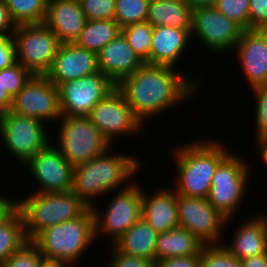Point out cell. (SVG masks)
I'll list each match as a JSON object with an SVG mask.
<instances>
[{"label": "cell", "instance_id": "cell-22", "mask_svg": "<svg viewBox=\"0 0 267 267\" xmlns=\"http://www.w3.org/2000/svg\"><path fill=\"white\" fill-rule=\"evenodd\" d=\"M234 228L231 243L222 245L240 260L267 253V215L258 213ZM251 218V219H250Z\"/></svg>", "mask_w": 267, "mask_h": 267}, {"label": "cell", "instance_id": "cell-9", "mask_svg": "<svg viewBox=\"0 0 267 267\" xmlns=\"http://www.w3.org/2000/svg\"><path fill=\"white\" fill-rule=\"evenodd\" d=\"M46 124L39 119L13 113L0 114V140L12 159L21 166L44 149L52 137Z\"/></svg>", "mask_w": 267, "mask_h": 267}, {"label": "cell", "instance_id": "cell-7", "mask_svg": "<svg viewBox=\"0 0 267 267\" xmlns=\"http://www.w3.org/2000/svg\"><path fill=\"white\" fill-rule=\"evenodd\" d=\"M237 155L231 152L218 165L207 197L210 204L228 219L234 218L235 214L238 216L237 209L246 202L243 199L249 190V180H252L251 162L249 164L245 157Z\"/></svg>", "mask_w": 267, "mask_h": 267}, {"label": "cell", "instance_id": "cell-40", "mask_svg": "<svg viewBox=\"0 0 267 267\" xmlns=\"http://www.w3.org/2000/svg\"><path fill=\"white\" fill-rule=\"evenodd\" d=\"M17 63L16 47L13 34L0 35V70Z\"/></svg>", "mask_w": 267, "mask_h": 267}, {"label": "cell", "instance_id": "cell-37", "mask_svg": "<svg viewBox=\"0 0 267 267\" xmlns=\"http://www.w3.org/2000/svg\"><path fill=\"white\" fill-rule=\"evenodd\" d=\"M87 20H112L115 15L116 0H79Z\"/></svg>", "mask_w": 267, "mask_h": 267}, {"label": "cell", "instance_id": "cell-34", "mask_svg": "<svg viewBox=\"0 0 267 267\" xmlns=\"http://www.w3.org/2000/svg\"><path fill=\"white\" fill-rule=\"evenodd\" d=\"M255 99L254 123L255 139L267 137V84L250 89ZM256 114V115H255Z\"/></svg>", "mask_w": 267, "mask_h": 267}, {"label": "cell", "instance_id": "cell-32", "mask_svg": "<svg viewBox=\"0 0 267 267\" xmlns=\"http://www.w3.org/2000/svg\"><path fill=\"white\" fill-rule=\"evenodd\" d=\"M200 267H242V263L223 245H204L200 251Z\"/></svg>", "mask_w": 267, "mask_h": 267}, {"label": "cell", "instance_id": "cell-2", "mask_svg": "<svg viewBox=\"0 0 267 267\" xmlns=\"http://www.w3.org/2000/svg\"><path fill=\"white\" fill-rule=\"evenodd\" d=\"M112 150L110 148L102 155L74 167L72 192L89 208L98 206L95 202L99 201L97 198L102 197L103 200L105 195L124 189L132 183V179L135 181L134 175H138L143 166L138 156L116 150L113 153Z\"/></svg>", "mask_w": 267, "mask_h": 267}, {"label": "cell", "instance_id": "cell-17", "mask_svg": "<svg viewBox=\"0 0 267 267\" xmlns=\"http://www.w3.org/2000/svg\"><path fill=\"white\" fill-rule=\"evenodd\" d=\"M233 53L249 89L267 84V36L262 30H244Z\"/></svg>", "mask_w": 267, "mask_h": 267}, {"label": "cell", "instance_id": "cell-35", "mask_svg": "<svg viewBox=\"0 0 267 267\" xmlns=\"http://www.w3.org/2000/svg\"><path fill=\"white\" fill-rule=\"evenodd\" d=\"M214 7L244 30H249V0H217Z\"/></svg>", "mask_w": 267, "mask_h": 267}, {"label": "cell", "instance_id": "cell-48", "mask_svg": "<svg viewBox=\"0 0 267 267\" xmlns=\"http://www.w3.org/2000/svg\"><path fill=\"white\" fill-rule=\"evenodd\" d=\"M41 267H73L71 264L61 261L44 260Z\"/></svg>", "mask_w": 267, "mask_h": 267}, {"label": "cell", "instance_id": "cell-6", "mask_svg": "<svg viewBox=\"0 0 267 267\" xmlns=\"http://www.w3.org/2000/svg\"><path fill=\"white\" fill-rule=\"evenodd\" d=\"M53 145L73 166L96 158L114 147L87 116L62 115Z\"/></svg>", "mask_w": 267, "mask_h": 267}, {"label": "cell", "instance_id": "cell-21", "mask_svg": "<svg viewBox=\"0 0 267 267\" xmlns=\"http://www.w3.org/2000/svg\"><path fill=\"white\" fill-rule=\"evenodd\" d=\"M168 188L153 190V195L142 190V217L158 234L179 227L177 193Z\"/></svg>", "mask_w": 267, "mask_h": 267}, {"label": "cell", "instance_id": "cell-33", "mask_svg": "<svg viewBox=\"0 0 267 267\" xmlns=\"http://www.w3.org/2000/svg\"><path fill=\"white\" fill-rule=\"evenodd\" d=\"M31 77L32 74L18 62L0 70V82L12 98L18 94Z\"/></svg>", "mask_w": 267, "mask_h": 267}, {"label": "cell", "instance_id": "cell-16", "mask_svg": "<svg viewBox=\"0 0 267 267\" xmlns=\"http://www.w3.org/2000/svg\"><path fill=\"white\" fill-rule=\"evenodd\" d=\"M51 142L24 165L38 185L35 193L72 191L74 167Z\"/></svg>", "mask_w": 267, "mask_h": 267}, {"label": "cell", "instance_id": "cell-14", "mask_svg": "<svg viewBox=\"0 0 267 267\" xmlns=\"http://www.w3.org/2000/svg\"><path fill=\"white\" fill-rule=\"evenodd\" d=\"M62 115L88 116L93 107L117 85L101 71L58 86Z\"/></svg>", "mask_w": 267, "mask_h": 267}, {"label": "cell", "instance_id": "cell-20", "mask_svg": "<svg viewBox=\"0 0 267 267\" xmlns=\"http://www.w3.org/2000/svg\"><path fill=\"white\" fill-rule=\"evenodd\" d=\"M87 19L77 0H48L44 24L61 44L75 43Z\"/></svg>", "mask_w": 267, "mask_h": 267}, {"label": "cell", "instance_id": "cell-27", "mask_svg": "<svg viewBox=\"0 0 267 267\" xmlns=\"http://www.w3.org/2000/svg\"><path fill=\"white\" fill-rule=\"evenodd\" d=\"M120 33L121 27L114 19L87 20L75 44L98 53Z\"/></svg>", "mask_w": 267, "mask_h": 267}, {"label": "cell", "instance_id": "cell-46", "mask_svg": "<svg viewBox=\"0 0 267 267\" xmlns=\"http://www.w3.org/2000/svg\"><path fill=\"white\" fill-rule=\"evenodd\" d=\"M257 145V152L259 153L260 161L267 167V137L255 139Z\"/></svg>", "mask_w": 267, "mask_h": 267}, {"label": "cell", "instance_id": "cell-5", "mask_svg": "<svg viewBox=\"0 0 267 267\" xmlns=\"http://www.w3.org/2000/svg\"><path fill=\"white\" fill-rule=\"evenodd\" d=\"M20 200L26 237L32 241L46 227L61 224L82 216L89 207L72 191L35 193Z\"/></svg>", "mask_w": 267, "mask_h": 267}, {"label": "cell", "instance_id": "cell-13", "mask_svg": "<svg viewBox=\"0 0 267 267\" xmlns=\"http://www.w3.org/2000/svg\"><path fill=\"white\" fill-rule=\"evenodd\" d=\"M87 117L113 146L119 135L132 136L140 133L146 126L117 88L100 100Z\"/></svg>", "mask_w": 267, "mask_h": 267}, {"label": "cell", "instance_id": "cell-12", "mask_svg": "<svg viewBox=\"0 0 267 267\" xmlns=\"http://www.w3.org/2000/svg\"><path fill=\"white\" fill-rule=\"evenodd\" d=\"M243 31L239 24L220 13L214 6L192 10L191 37L211 53H231Z\"/></svg>", "mask_w": 267, "mask_h": 267}, {"label": "cell", "instance_id": "cell-19", "mask_svg": "<svg viewBox=\"0 0 267 267\" xmlns=\"http://www.w3.org/2000/svg\"><path fill=\"white\" fill-rule=\"evenodd\" d=\"M97 59L99 71L116 85L145 64L121 33L97 53Z\"/></svg>", "mask_w": 267, "mask_h": 267}, {"label": "cell", "instance_id": "cell-42", "mask_svg": "<svg viewBox=\"0 0 267 267\" xmlns=\"http://www.w3.org/2000/svg\"><path fill=\"white\" fill-rule=\"evenodd\" d=\"M18 211V197L0 194V225L9 220Z\"/></svg>", "mask_w": 267, "mask_h": 267}, {"label": "cell", "instance_id": "cell-4", "mask_svg": "<svg viewBox=\"0 0 267 267\" xmlns=\"http://www.w3.org/2000/svg\"><path fill=\"white\" fill-rule=\"evenodd\" d=\"M95 241L91 208L78 218L46 227L32 240L45 260L66 262L73 267Z\"/></svg>", "mask_w": 267, "mask_h": 267}, {"label": "cell", "instance_id": "cell-31", "mask_svg": "<svg viewBox=\"0 0 267 267\" xmlns=\"http://www.w3.org/2000/svg\"><path fill=\"white\" fill-rule=\"evenodd\" d=\"M150 0H116L114 20L121 28L145 22Z\"/></svg>", "mask_w": 267, "mask_h": 267}, {"label": "cell", "instance_id": "cell-28", "mask_svg": "<svg viewBox=\"0 0 267 267\" xmlns=\"http://www.w3.org/2000/svg\"><path fill=\"white\" fill-rule=\"evenodd\" d=\"M28 242L22 215L17 211L0 225V265Z\"/></svg>", "mask_w": 267, "mask_h": 267}, {"label": "cell", "instance_id": "cell-18", "mask_svg": "<svg viewBox=\"0 0 267 267\" xmlns=\"http://www.w3.org/2000/svg\"><path fill=\"white\" fill-rule=\"evenodd\" d=\"M99 72L97 53L75 43L61 44L46 76L58 86Z\"/></svg>", "mask_w": 267, "mask_h": 267}, {"label": "cell", "instance_id": "cell-47", "mask_svg": "<svg viewBox=\"0 0 267 267\" xmlns=\"http://www.w3.org/2000/svg\"><path fill=\"white\" fill-rule=\"evenodd\" d=\"M192 10L201 7H213L217 0H184Z\"/></svg>", "mask_w": 267, "mask_h": 267}, {"label": "cell", "instance_id": "cell-26", "mask_svg": "<svg viewBox=\"0 0 267 267\" xmlns=\"http://www.w3.org/2000/svg\"><path fill=\"white\" fill-rule=\"evenodd\" d=\"M204 244L188 230L178 227L158 234L155 262L174 257H187L198 254Z\"/></svg>", "mask_w": 267, "mask_h": 267}, {"label": "cell", "instance_id": "cell-36", "mask_svg": "<svg viewBox=\"0 0 267 267\" xmlns=\"http://www.w3.org/2000/svg\"><path fill=\"white\" fill-rule=\"evenodd\" d=\"M44 257L38 247L29 241L19 251L12 254L0 267H41Z\"/></svg>", "mask_w": 267, "mask_h": 267}, {"label": "cell", "instance_id": "cell-45", "mask_svg": "<svg viewBox=\"0 0 267 267\" xmlns=\"http://www.w3.org/2000/svg\"><path fill=\"white\" fill-rule=\"evenodd\" d=\"M242 267H267V253L241 260Z\"/></svg>", "mask_w": 267, "mask_h": 267}, {"label": "cell", "instance_id": "cell-41", "mask_svg": "<svg viewBox=\"0 0 267 267\" xmlns=\"http://www.w3.org/2000/svg\"><path fill=\"white\" fill-rule=\"evenodd\" d=\"M155 267H200V252L187 257L161 259L155 262Z\"/></svg>", "mask_w": 267, "mask_h": 267}, {"label": "cell", "instance_id": "cell-43", "mask_svg": "<svg viewBox=\"0 0 267 267\" xmlns=\"http://www.w3.org/2000/svg\"><path fill=\"white\" fill-rule=\"evenodd\" d=\"M16 24L12 20L9 10L4 0H0V35L13 34Z\"/></svg>", "mask_w": 267, "mask_h": 267}, {"label": "cell", "instance_id": "cell-8", "mask_svg": "<svg viewBox=\"0 0 267 267\" xmlns=\"http://www.w3.org/2000/svg\"><path fill=\"white\" fill-rule=\"evenodd\" d=\"M138 183L132 181L127 187L115 191L107 208L102 211L93 206L95 240L101 236L110 238V245L127 232L142 217V189ZM116 193V194H115ZM100 236V238H99ZM98 237V238H97Z\"/></svg>", "mask_w": 267, "mask_h": 267}, {"label": "cell", "instance_id": "cell-25", "mask_svg": "<svg viewBox=\"0 0 267 267\" xmlns=\"http://www.w3.org/2000/svg\"><path fill=\"white\" fill-rule=\"evenodd\" d=\"M146 21L153 27L192 30V9L184 0H150Z\"/></svg>", "mask_w": 267, "mask_h": 267}, {"label": "cell", "instance_id": "cell-49", "mask_svg": "<svg viewBox=\"0 0 267 267\" xmlns=\"http://www.w3.org/2000/svg\"><path fill=\"white\" fill-rule=\"evenodd\" d=\"M262 31L266 34V36H267V28H264V29H262Z\"/></svg>", "mask_w": 267, "mask_h": 267}, {"label": "cell", "instance_id": "cell-24", "mask_svg": "<svg viewBox=\"0 0 267 267\" xmlns=\"http://www.w3.org/2000/svg\"><path fill=\"white\" fill-rule=\"evenodd\" d=\"M158 233L141 217L112 245L121 253L155 262Z\"/></svg>", "mask_w": 267, "mask_h": 267}, {"label": "cell", "instance_id": "cell-29", "mask_svg": "<svg viewBox=\"0 0 267 267\" xmlns=\"http://www.w3.org/2000/svg\"><path fill=\"white\" fill-rule=\"evenodd\" d=\"M17 25L43 24L48 0H4Z\"/></svg>", "mask_w": 267, "mask_h": 267}, {"label": "cell", "instance_id": "cell-15", "mask_svg": "<svg viewBox=\"0 0 267 267\" xmlns=\"http://www.w3.org/2000/svg\"><path fill=\"white\" fill-rule=\"evenodd\" d=\"M10 111L44 123H57L62 116L57 86L46 75H32L13 98Z\"/></svg>", "mask_w": 267, "mask_h": 267}, {"label": "cell", "instance_id": "cell-11", "mask_svg": "<svg viewBox=\"0 0 267 267\" xmlns=\"http://www.w3.org/2000/svg\"><path fill=\"white\" fill-rule=\"evenodd\" d=\"M179 227L188 230L204 245H222L228 219L207 198L177 194ZM223 235V236H222Z\"/></svg>", "mask_w": 267, "mask_h": 267}, {"label": "cell", "instance_id": "cell-3", "mask_svg": "<svg viewBox=\"0 0 267 267\" xmlns=\"http://www.w3.org/2000/svg\"><path fill=\"white\" fill-rule=\"evenodd\" d=\"M226 146L220 140L195 138L191 143L176 145L172 152L177 174L172 179L174 191L187 197L207 198L216 168L232 152Z\"/></svg>", "mask_w": 267, "mask_h": 267}, {"label": "cell", "instance_id": "cell-39", "mask_svg": "<svg viewBox=\"0 0 267 267\" xmlns=\"http://www.w3.org/2000/svg\"><path fill=\"white\" fill-rule=\"evenodd\" d=\"M267 28V0H249V30Z\"/></svg>", "mask_w": 267, "mask_h": 267}, {"label": "cell", "instance_id": "cell-30", "mask_svg": "<svg viewBox=\"0 0 267 267\" xmlns=\"http://www.w3.org/2000/svg\"><path fill=\"white\" fill-rule=\"evenodd\" d=\"M121 34L140 59L150 65L153 26L148 21L134 23L121 28Z\"/></svg>", "mask_w": 267, "mask_h": 267}, {"label": "cell", "instance_id": "cell-23", "mask_svg": "<svg viewBox=\"0 0 267 267\" xmlns=\"http://www.w3.org/2000/svg\"><path fill=\"white\" fill-rule=\"evenodd\" d=\"M192 30L170 26L153 27L150 50V65L171 66L176 68L184 52L191 44Z\"/></svg>", "mask_w": 267, "mask_h": 267}, {"label": "cell", "instance_id": "cell-38", "mask_svg": "<svg viewBox=\"0 0 267 267\" xmlns=\"http://www.w3.org/2000/svg\"><path fill=\"white\" fill-rule=\"evenodd\" d=\"M110 255L106 267H155V262L136 256H129L119 252L113 245H110Z\"/></svg>", "mask_w": 267, "mask_h": 267}, {"label": "cell", "instance_id": "cell-10", "mask_svg": "<svg viewBox=\"0 0 267 267\" xmlns=\"http://www.w3.org/2000/svg\"><path fill=\"white\" fill-rule=\"evenodd\" d=\"M17 62L32 75H46L61 42L44 23L17 25L13 33Z\"/></svg>", "mask_w": 267, "mask_h": 267}, {"label": "cell", "instance_id": "cell-1", "mask_svg": "<svg viewBox=\"0 0 267 267\" xmlns=\"http://www.w3.org/2000/svg\"><path fill=\"white\" fill-rule=\"evenodd\" d=\"M177 69L144 64L117 84V89L144 125L150 118L156 119L159 114L178 108L188 99L198 96L203 79L179 71L180 67Z\"/></svg>", "mask_w": 267, "mask_h": 267}, {"label": "cell", "instance_id": "cell-44", "mask_svg": "<svg viewBox=\"0 0 267 267\" xmlns=\"http://www.w3.org/2000/svg\"><path fill=\"white\" fill-rule=\"evenodd\" d=\"M12 105L13 98L9 95L7 89H4L0 82V114L10 111Z\"/></svg>", "mask_w": 267, "mask_h": 267}]
</instances>
